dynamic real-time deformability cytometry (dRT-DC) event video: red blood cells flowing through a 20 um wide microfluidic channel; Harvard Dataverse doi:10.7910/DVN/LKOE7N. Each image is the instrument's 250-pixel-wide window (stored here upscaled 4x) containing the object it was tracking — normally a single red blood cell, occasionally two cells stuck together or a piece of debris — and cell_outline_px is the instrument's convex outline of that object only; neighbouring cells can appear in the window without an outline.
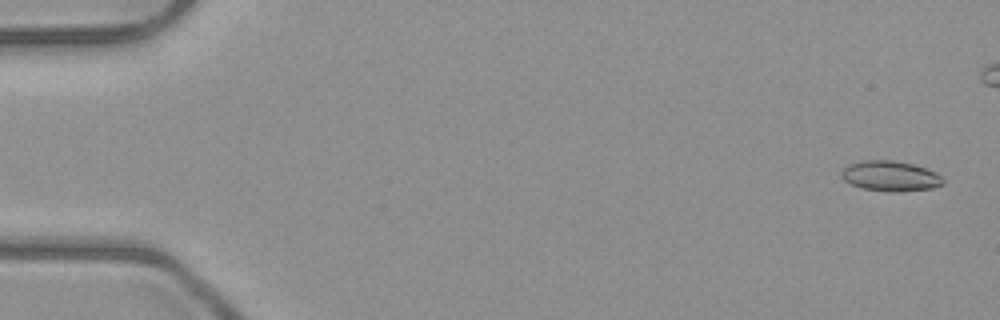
{"species": "common noctule bat (a hibernating species)", "species_latin": "Nyctalus noctula", "temperature_condition": "room temperature", "stored_images_in_passage": 46, "camera_frame_rate_fps": 3000, "um_per_image_px": 0.085, "animal": {"sex": "male", "body_mass_g": 23.1, "forearm_length_mm": 52.7}, "frame": {"image": 1, "passage_image": 2, "time_ms": 0.333, "image_size_px": [1000, 320], "cell_outline_px": [[944, 184], [932, 188], [896, 192], [892, 192], [860, 188], [844, 180], [840, 176], [840, 172], [848, 164], [860, 160], [892, 160], [912, 164], [928, 168], [936, 172], [944, 180]], "centroid_in_image_um": [75.67, 14.96], "position_along_channel_um": 9.3, "area_um2": 18.09}}
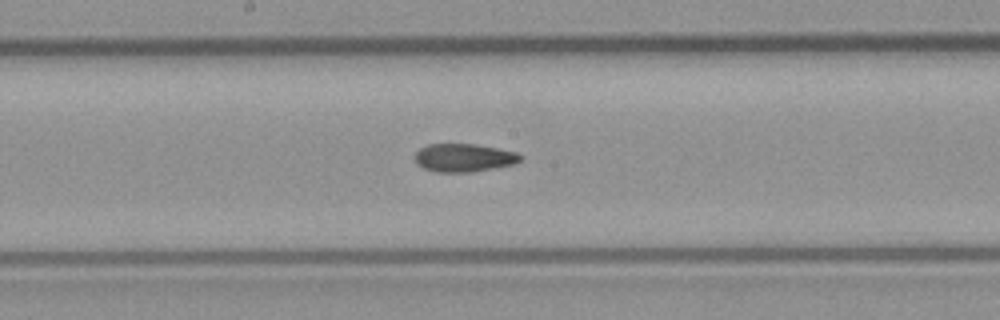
{"frame": {"image": 2, "passage_image": 28, "time_ms": 9.0, "image_size_px": [1000, 320], "cell_outline_px": [[524, 156], [520, 160], [512, 164], [472, 172], [436, 172], [424, 168], [416, 164], [412, 156], [420, 148], [428, 144], [472, 144], [496, 148], [516, 152]], "centroid_in_image_um": [39.37, 13.41], "position_along_channel_um": 208.8, "area_um2": 17.28}}
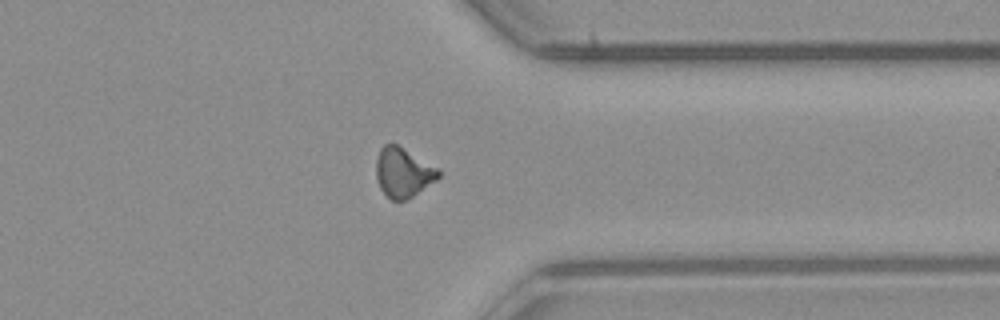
{"frame": {"image": 3, "passage_image": 41, "time_ms": 13.333, "image_size_px": [1000, 320], "cell_outline_px": [[440, 176], [436, 180], [408, 200], [392, 200], [380, 188], [376, 176], [376, 160], [380, 148], [384, 144], [396, 144], [440, 168]], "centroid_in_image_um": [34.28, 14.66], "position_along_channel_um": 377.1, "area_um2": 18.03}, "authors_computed_cell_mechanics": {"area_um2": 17.8024, "velocity_mm_per_s": 3.9966, "shape_relaxation_time_tau1_ms": null, "shape_relaxation_time_tau2_ms": 1.6754, "deformation_change_tau1": null, "deformation_change_tau2": 0.0802}}